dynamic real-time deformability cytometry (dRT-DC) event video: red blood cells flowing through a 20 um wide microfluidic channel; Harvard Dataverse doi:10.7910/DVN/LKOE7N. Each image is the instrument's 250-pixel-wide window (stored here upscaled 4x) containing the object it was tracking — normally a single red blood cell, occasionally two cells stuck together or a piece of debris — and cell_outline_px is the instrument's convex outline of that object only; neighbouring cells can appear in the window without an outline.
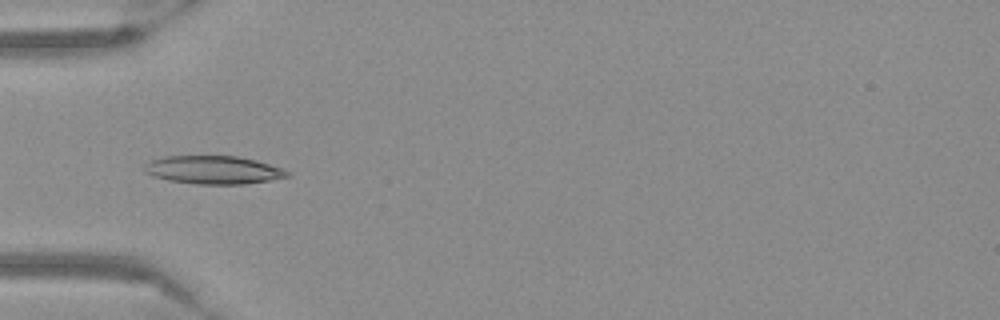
{"species": "Egyptian fruit bat (a non-hibernating species)", "species_latin": "Rousettus aegyptiacus", "temperature_condition": "warm", "stored_images_in_passage": 38, "camera_frame_rate_fps": 3000, "um_per_image_px": 0.085, "frame": {"image": 1, "passage_image": 2, "time_ms": 0.333, "image_size_px": [1000, 320], "cell_outline_px": [[288, 176], [268, 180], [244, 184], [196, 184], [168, 180], [144, 172], [144, 164], [152, 160], [164, 156], [236, 156], [256, 160], [280, 168], [288, 172]], "centroid_in_image_um": [18.09, 14.44], "position_along_channel_um": 66.9, "area_um2": 23.12}}
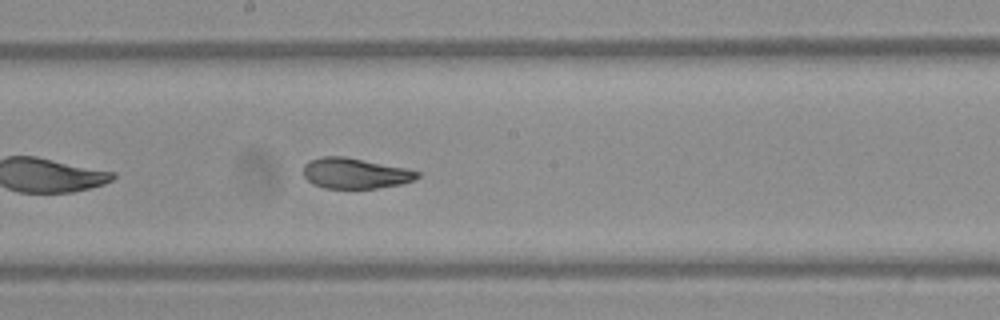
{"frame": {"image": 2, "passage_image": 14, "time_ms": 4.333, "image_size_px": [1000, 320], "cell_outline_px": [[420, 176], [412, 180], [400, 184], [376, 188], [324, 188], [312, 184], [304, 176], [304, 164], [308, 160], [320, 156], [344, 156], [408, 168], [420, 172]], "centroid_in_image_um": [30.16, 14.72], "position_along_channel_um": 218.0, "area_um2": 20.4}}
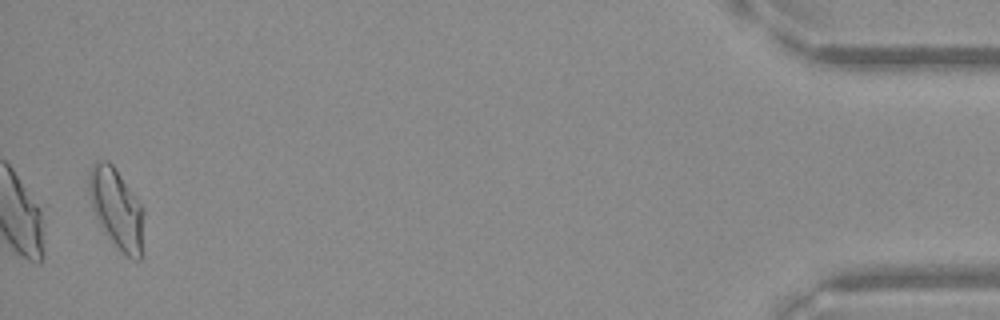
{"frame": {"image": 3, "passage_image": 37, "time_ms": 12.0, "image_size_px": [1000, 320], "cell_outline_px": [[144, 256], [140, 260], [132, 260], [112, 240], [104, 228], [92, 208], [88, 188], [88, 176], [92, 164], [96, 160], [108, 160], [112, 164], [136, 196], [144, 208]], "centroid_in_image_um": [9.97, 17.72], "position_along_channel_um": 425.2, "area_um2": 25.72}}